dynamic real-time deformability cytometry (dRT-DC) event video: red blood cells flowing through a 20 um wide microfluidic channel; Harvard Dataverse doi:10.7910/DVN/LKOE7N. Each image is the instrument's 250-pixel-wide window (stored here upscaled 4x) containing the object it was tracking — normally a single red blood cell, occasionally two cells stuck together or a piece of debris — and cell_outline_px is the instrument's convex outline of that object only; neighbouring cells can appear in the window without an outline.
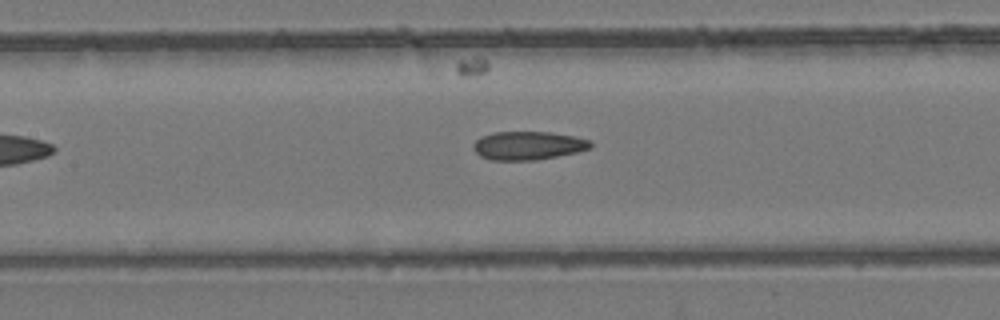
{"species": "common noctule bat (a hibernating species)", "species_latin": "Nyctalus noctula", "temperature_condition": "room temperature", "stored_images_in_passage": 6, "camera_frame_rate_fps": 3000, "um_per_image_px": 0.085, "animal": {"sex": "female", "body_mass_g": 24.6, "forearm_length_mm": 56.2}, "frame": {"image": 1, "passage_image": 5, "time_ms": 1.333, "image_size_px": [1000, 320], "cell_outline_px": [[592, 148], [576, 152], [536, 160], [492, 160], [480, 156], [472, 148], [472, 144], [480, 136], [492, 132], [552, 132], [576, 136], [592, 140]], "centroid_in_image_um": [44.89, 12.36], "position_along_channel_um": 162.5, "area_um2": 19.65}}
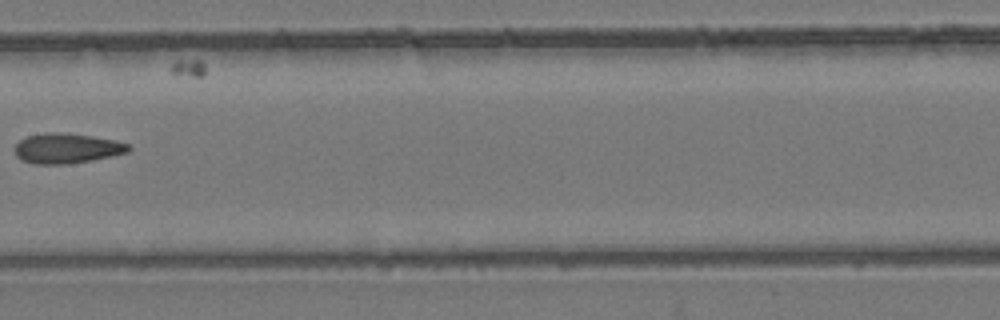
{"frame": {"image": 2, "passage_image": 6, "time_ms": 1.667, "image_size_px": [1000, 320], "cell_outline_px": [[132, 148], [128, 152], [112, 156], [92, 160], [68, 164], [32, 164], [20, 160], [16, 156], [16, 144], [20, 140], [28, 136], [48, 132], [52, 132], [92, 136], [116, 140], [128, 144]], "centroid_in_image_um": [5.68, 12.62], "position_along_channel_um": 201.7, "area_um2": 19.88}}